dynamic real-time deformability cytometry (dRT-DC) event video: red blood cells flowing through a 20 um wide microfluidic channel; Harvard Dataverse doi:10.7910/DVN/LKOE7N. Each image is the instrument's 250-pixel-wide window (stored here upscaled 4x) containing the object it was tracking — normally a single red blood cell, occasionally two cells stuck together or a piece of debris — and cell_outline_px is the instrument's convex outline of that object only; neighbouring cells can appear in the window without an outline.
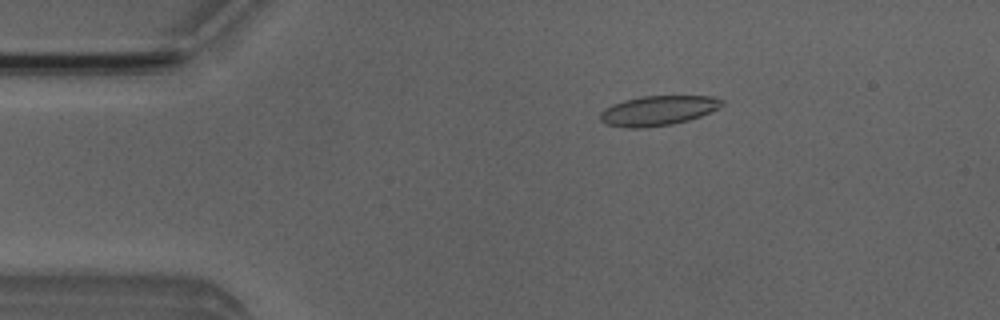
{"species": "Egyptian fruit bat (a non-hibernating species)", "species_latin": "Rousettus aegyptiacus", "temperature_condition": "room temperature", "stored_images_in_passage": 6, "camera_frame_rate_fps": 3000, "um_per_image_px": 0.085, "animal": {"sex": "male"}, "frame": {"image": 1, "passage_image": 3, "time_ms": 2.333, "image_size_px": [1000, 320], "cell_outline_px": [[724, 104], [700, 116], [688, 120], [672, 124], [640, 128], [628, 128], [604, 124], [600, 120], [600, 112], [604, 108], [612, 104], [624, 100], [640, 96], [712, 96], [724, 100]], "centroid_in_image_um": [55.88, 9.4], "position_along_channel_um": 29.1, "area_um2": 21.1}}